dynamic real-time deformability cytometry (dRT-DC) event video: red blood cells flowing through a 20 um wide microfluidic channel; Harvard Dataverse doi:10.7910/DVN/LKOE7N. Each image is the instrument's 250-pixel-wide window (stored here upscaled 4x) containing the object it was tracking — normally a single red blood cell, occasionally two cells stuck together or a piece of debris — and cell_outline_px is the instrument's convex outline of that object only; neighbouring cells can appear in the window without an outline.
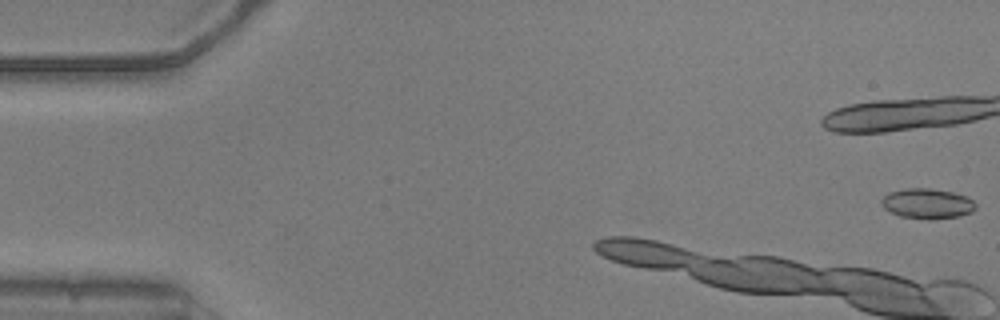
{"species": "common noctule bat (a hibernating species)", "species_latin": "Nyctalus noctula", "temperature_condition": "warm", "stored_images_in_passage": 4, "camera_frame_rate_fps": 3000, "um_per_image_px": 0.085, "animal": {"sex": "male", "body_mass_g": 20.5, "forearm_length_mm": 52.5}, "frame": {"image": 1, "passage_image": 1, "time_ms": 0.0, "image_size_px": [1000, 320], "cell_outline_px": [[976, 208], [972, 212], [960, 216], [932, 220], [928, 220], [900, 216], [884, 208], [880, 204], [880, 200], [888, 192], [904, 188], [932, 188], [952, 192], [964, 196], [972, 200], [976, 204]], "centroid_in_image_um": [78.8, 17.31], "position_along_channel_um": 6.2, "area_um2": 16.76}}